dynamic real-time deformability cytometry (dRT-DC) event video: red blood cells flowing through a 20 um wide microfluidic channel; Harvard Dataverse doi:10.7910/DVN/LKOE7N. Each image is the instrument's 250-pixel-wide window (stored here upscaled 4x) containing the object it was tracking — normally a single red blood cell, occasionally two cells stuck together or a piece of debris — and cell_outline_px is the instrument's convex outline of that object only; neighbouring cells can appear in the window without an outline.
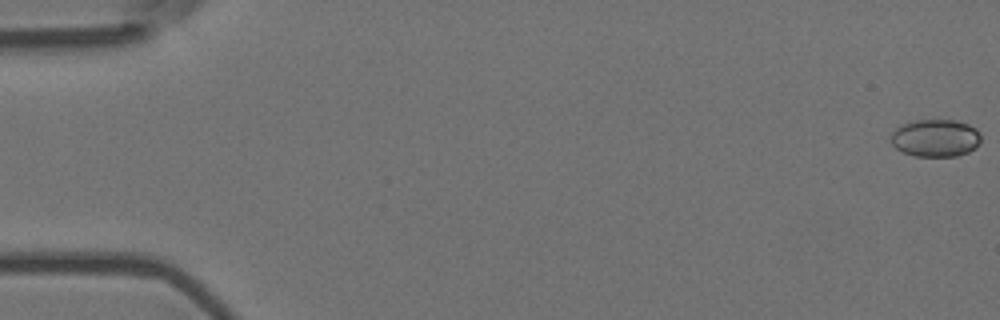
{"species": "Egyptian fruit bat (a non-hibernating species)", "species_latin": "Rousettus aegyptiacus", "temperature_condition": "room temperature", "stored_images_in_passage": 25, "camera_frame_rate_fps": 3000, "um_per_image_px": 0.085, "animal": {"sex": "female"}, "frame": {"image": 1, "passage_image": 1, "time_ms": 0.0, "image_size_px": [1000, 320], "cell_outline_px": [[980, 140], [976, 148], [968, 152], [956, 156], [912, 156], [896, 148], [892, 144], [892, 132], [896, 128], [904, 124], [916, 120], [956, 120], [968, 124], [976, 128], [980, 132]], "centroid_in_image_um": [79.54, 11.73], "position_along_channel_um": 5.5, "area_um2": 19.65}}
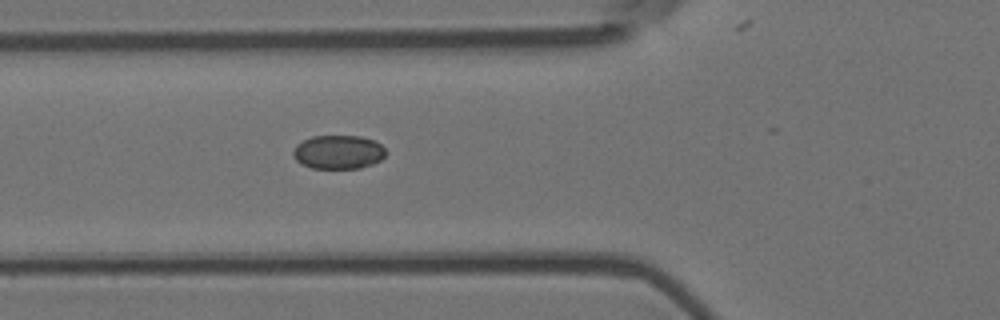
{"frame": {"image": 2, "passage_image": 21, "time_ms": 6.667, "image_size_px": [1000, 320], "cell_outline_px": [[388, 152], [380, 160], [372, 164], [360, 168], [312, 168], [296, 160], [292, 152], [296, 144], [312, 136], [360, 136], [372, 140], [380, 144]], "centroid_in_image_um": [28.77, 12.92], "position_along_channel_um": 97.0, "area_um2": 18.15}}
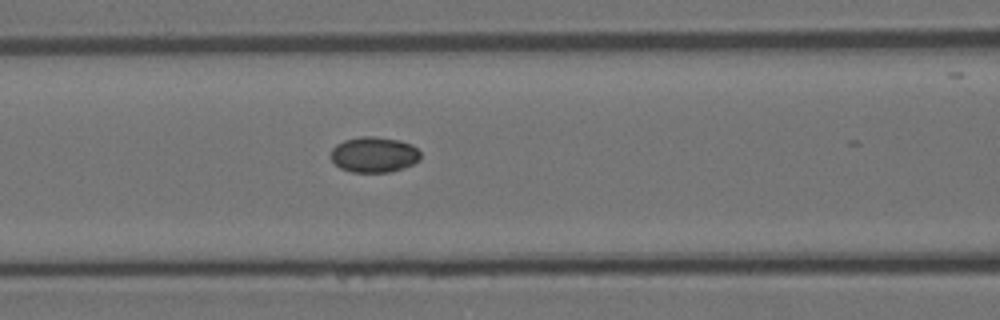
{"frame": {"image": 3, "passage_image": 24, "time_ms": 7.667, "image_size_px": [1000, 320], "cell_outline_px": [[420, 160], [404, 168], [388, 172], [352, 172], [340, 168], [332, 160], [332, 148], [336, 144], [344, 140], [360, 136], [372, 136], [400, 140], [412, 144], [420, 152]], "centroid_in_image_um": [31.8, 13.13], "position_along_channel_um": 134.8, "area_um2": 18.61}}